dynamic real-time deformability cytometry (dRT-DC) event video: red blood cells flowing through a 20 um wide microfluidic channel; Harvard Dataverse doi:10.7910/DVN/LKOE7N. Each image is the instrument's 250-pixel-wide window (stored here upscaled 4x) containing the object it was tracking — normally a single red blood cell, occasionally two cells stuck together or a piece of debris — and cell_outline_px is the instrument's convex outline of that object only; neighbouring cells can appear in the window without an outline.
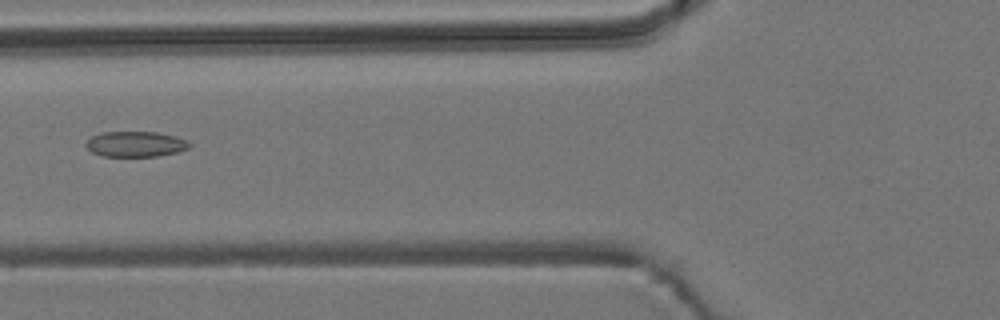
{"species": "common noctule bat (a hibernating species)", "species_latin": "Nyctalus noctula", "temperature_condition": "room temperature", "stored_images_in_passage": 9, "camera_frame_rate_fps": 3000, "um_per_image_px": 0.085, "animal": {"sex": "male", "body_mass_g": 19.2, "forearm_length_mm": 51.8}, "frame": {"image": 1, "passage_image": 6, "time_ms": 1.667, "image_size_px": [1000, 320], "cell_outline_px": [[192, 144], [188, 148], [176, 152], [160, 156], [100, 156], [92, 152], [84, 144], [92, 136], [100, 132], [156, 132], [176, 136], [188, 140]], "centroid_in_image_um": [11.53, 12.24], "position_along_channel_um": 114.3, "area_um2": 15.43}}
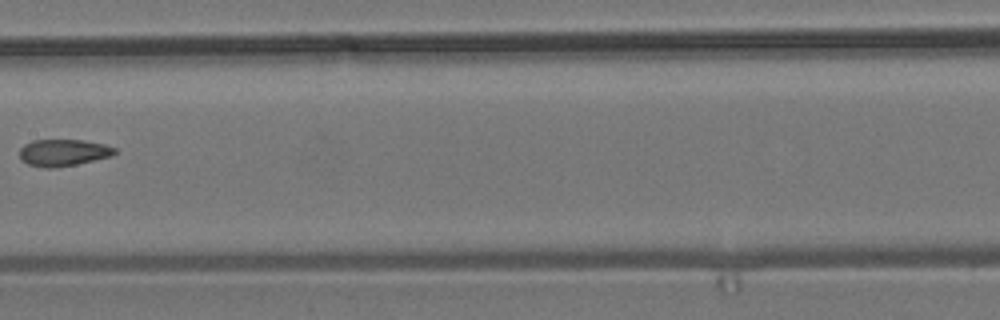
{"frame": {"image": 2, "passage_image": 8, "time_ms": 2.333, "image_size_px": [1000, 320], "cell_outline_px": [[116, 152], [112, 156], [76, 164], [56, 168], [44, 168], [28, 164], [20, 160], [20, 148], [24, 144], [32, 140], [84, 140], [104, 144], [116, 148]], "centroid_in_image_um": [5.36, 12.97], "position_along_channel_um": 202.0, "area_um2": 14.97}}
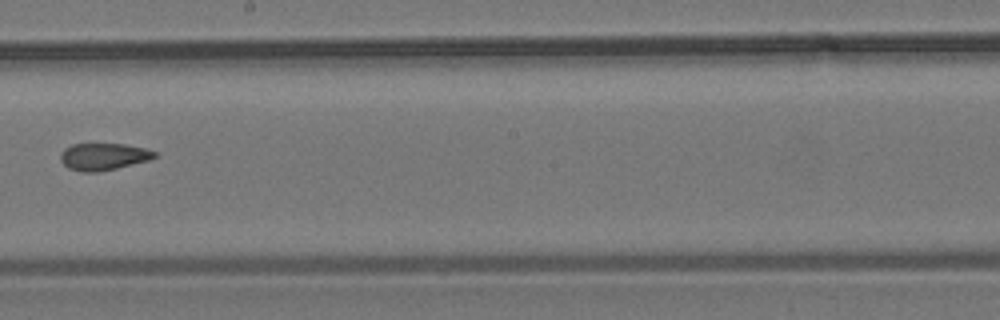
{"frame": {"image": 3, "passage_image": 9, "time_ms": 2.667, "image_size_px": [1000, 320], "cell_outline_px": [[156, 156], [148, 160], [116, 168], [96, 172], [80, 172], [68, 168], [60, 160], [60, 152], [64, 148], [72, 144], [124, 144], [144, 148], [156, 152]], "centroid_in_image_um": [8.74, 13.31], "position_along_channel_um": 239.5, "area_um2": 14.74}}